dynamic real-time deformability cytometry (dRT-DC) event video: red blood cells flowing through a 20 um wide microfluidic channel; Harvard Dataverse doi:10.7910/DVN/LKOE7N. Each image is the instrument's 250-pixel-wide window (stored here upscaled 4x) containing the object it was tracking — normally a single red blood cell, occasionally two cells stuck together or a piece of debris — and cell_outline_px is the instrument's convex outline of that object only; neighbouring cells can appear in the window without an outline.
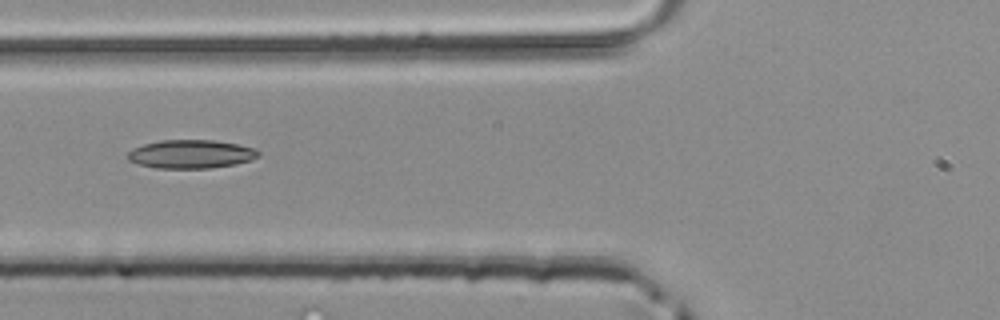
{"species": "common noctule bat (a hibernating species)", "species_latin": "Nyctalus noctula", "temperature_condition": "room temperature", "stored_images_in_passage": 5, "camera_frame_rate_fps": 3000, "um_per_image_px": 0.085, "animal": {"sex": "male", "body_mass_g": 20.4}, "frame": {"image": 1, "passage_image": 5, "time_ms": 1.333, "image_size_px": [1000, 320], "cell_outline_px": [[260, 156], [252, 160], [236, 164], [208, 168], [156, 168], [140, 164], [128, 160], [128, 152], [132, 148], [144, 144], [160, 140], [216, 140], [256, 148], [260, 152]], "centroid_in_image_um": [16.26, 13.09], "position_along_channel_um": 109.5, "area_um2": 21.79}}